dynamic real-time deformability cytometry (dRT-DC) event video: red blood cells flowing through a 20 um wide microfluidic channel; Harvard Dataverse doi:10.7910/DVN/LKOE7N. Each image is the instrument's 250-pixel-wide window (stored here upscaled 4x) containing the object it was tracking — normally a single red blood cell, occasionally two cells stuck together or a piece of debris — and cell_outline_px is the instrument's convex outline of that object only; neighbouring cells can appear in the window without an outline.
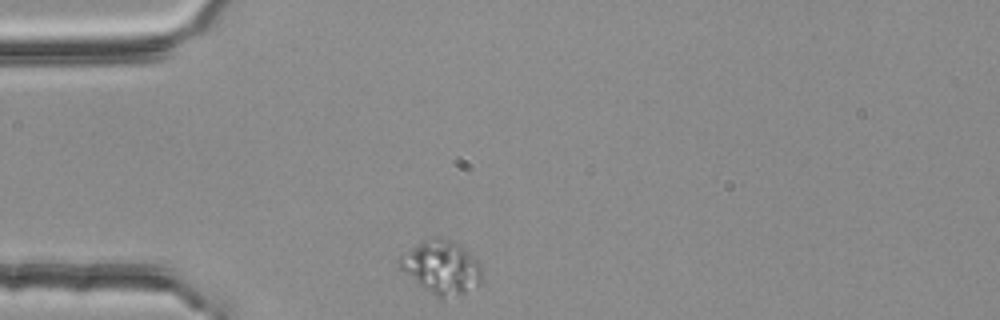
{"species": "common noctule bat (a hibernating species)", "species_latin": "Nyctalus noctula", "temperature_condition": "room temperature", "stored_images_in_passage": 34, "camera_frame_rate_fps": 3000, "um_per_image_px": 0.085, "animal": {"sex": "female", "body_mass_g": 25.1}, "frame": {"image": 1, "passage_image": 1, "time_ms": 0.0, "image_size_px": [1000, 320], "cell_outline_px": [[484, 284], [464, 292], [440, 300], [416, 284], [396, 268], [396, 260], [400, 256], [420, 240], [436, 236], [440, 236], [460, 244], [480, 264], [484, 276]], "centroid_in_image_um": [37.48, 22.73], "position_along_channel_um": 47.5, "area_um2": 26.65}}
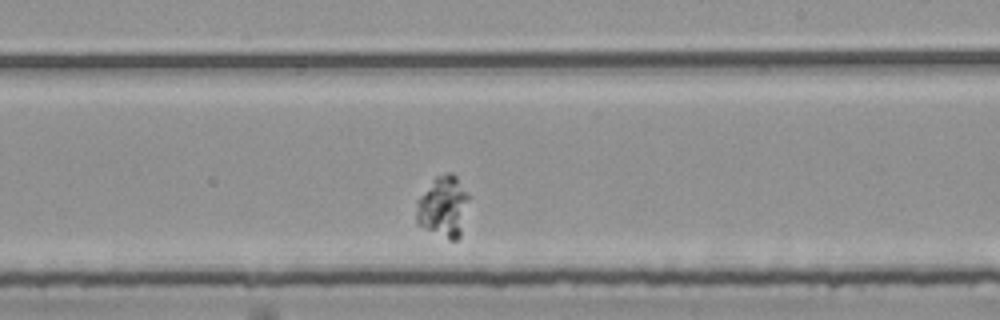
{"frame": {"image": 2, "passage_image": 20, "time_ms": 6.333, "image_size_px": [1000, 320], "cell_outline_px": [[468, 200], [460, 236], [456, 240], [448, 240], [416, 224], [416, 200], [436, 176], [448, 172], [452, 172], [456, 176], [468, 196]], "centroid_in_image_um": [37.64, 17.58], "position_along_channel_um": 251.4, "area_um2": 18.61}}
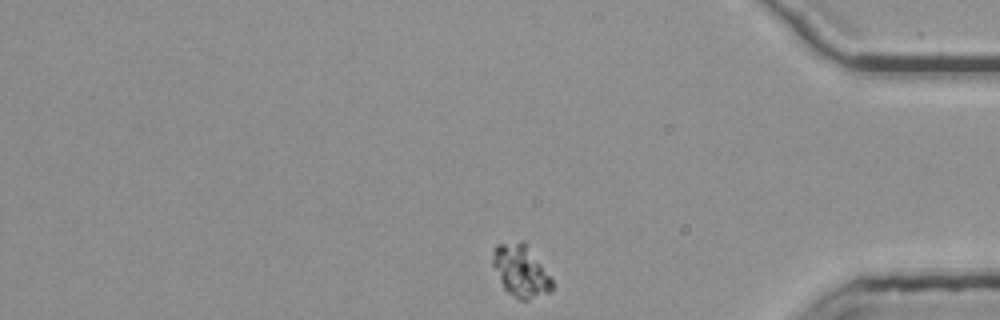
{"frame": {"image": 3, "passage_image": 34, "time_ms": 11.0, "image_size_px": [1000, 320], "cell_outline_px": [[552, 292], [528, 300], [520, 300], [508, 292], [504, 288], [492, 264], [492, 248], [496, 244], [520, 240], [524, 240], [552, 280]], "centroid_in_image_um": [44.24, 23.0], "position_along_channel_um": 391.0, "area_um2": 18.03}}